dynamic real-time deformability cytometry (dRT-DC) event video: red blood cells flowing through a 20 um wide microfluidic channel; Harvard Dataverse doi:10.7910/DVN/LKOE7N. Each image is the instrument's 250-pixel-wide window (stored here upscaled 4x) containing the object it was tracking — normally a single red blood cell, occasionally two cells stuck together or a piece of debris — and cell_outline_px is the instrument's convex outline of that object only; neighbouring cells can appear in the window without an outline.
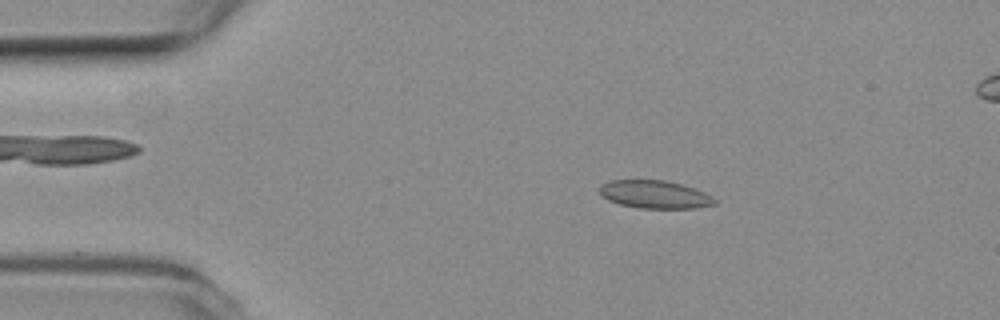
{"species": "common noctule bat (a hibernating species)", "species_latin": "Nyctalus noctula", "temperature_condition": "room temperature", "stored_images_in_passage": 56, "segment_of_instrument_passage": [1, 2], "camera_frame_rate_fps": 3000, "um_per_image_px": 0.085, "animal": {"sex": "female", "body_mass_g": 19.3, "forearm_length_mm": 54.1}, "frame": {"image": 1, "passage_image": 9, "time_ms": 2.667, "image_size_px": [1000, 320], "cell_outline_px": [[716, 204], [696, 208], [640, 208], [620, 204], [608, 200], [600, 192], [600, 184], [612, 180], [664, 180], [680, 184], [704, 192], [716, 200]], "centroid_in_image_um": [55.64, 16.53], "position_along_channel_um": 29.4, "area_um2": 18.5}}
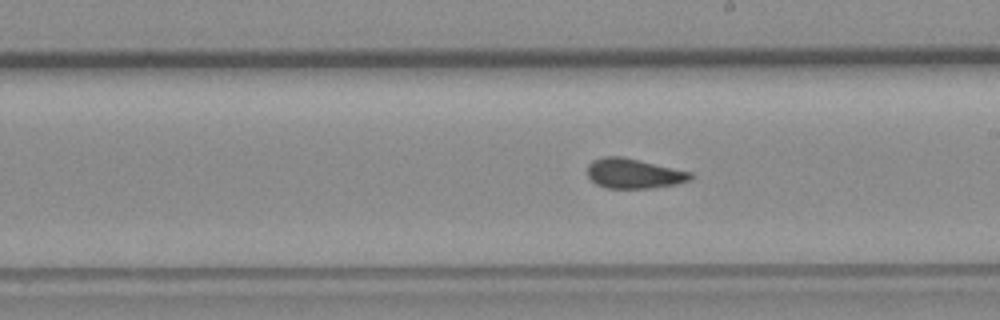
{"frame": {"image": 2, "passage_image": 30, "time_ms": 9.667, "image_size_px": [1000, 320], "cell_outline_px": [[696, 176], [692, 180], [676, 184], [652, 188], [608, 188], [596, 184], [588, 176], [588, 164], [592, 160], [604, 156], [624, 156], [692, 172]], "centroid_in_image_um": [53.91, 14.74], "position_along_channel_um": 235.1, "area_um2": 18.21}}
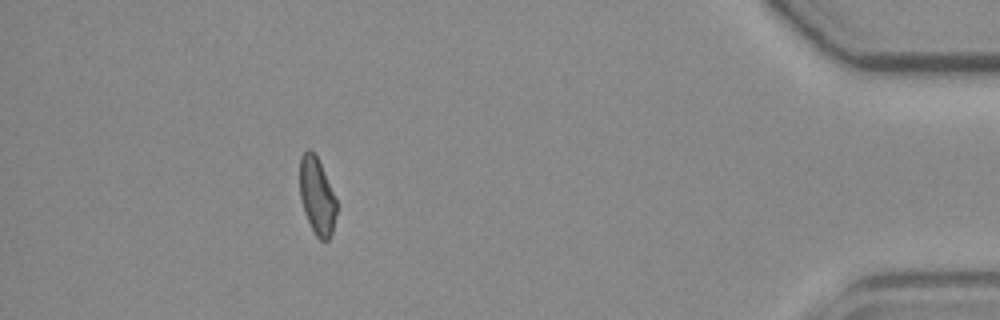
{"frame": {"image": 3, "passage_image": 49, "time_ms": 16.0, "image_size_px": [1000, 320], "cell_outline_px": [[336, 212], [332, 232], [328, 240], [320, 240], [316, 236], [304, 212], [300, 200], [300, 156], [308, 148], [316, 156], [324, 172], [336, 200]], "centroid_in_image_um": [26.92, 16.68], "position_along_channel_um": 408.3, "area_um2": 16.18}}